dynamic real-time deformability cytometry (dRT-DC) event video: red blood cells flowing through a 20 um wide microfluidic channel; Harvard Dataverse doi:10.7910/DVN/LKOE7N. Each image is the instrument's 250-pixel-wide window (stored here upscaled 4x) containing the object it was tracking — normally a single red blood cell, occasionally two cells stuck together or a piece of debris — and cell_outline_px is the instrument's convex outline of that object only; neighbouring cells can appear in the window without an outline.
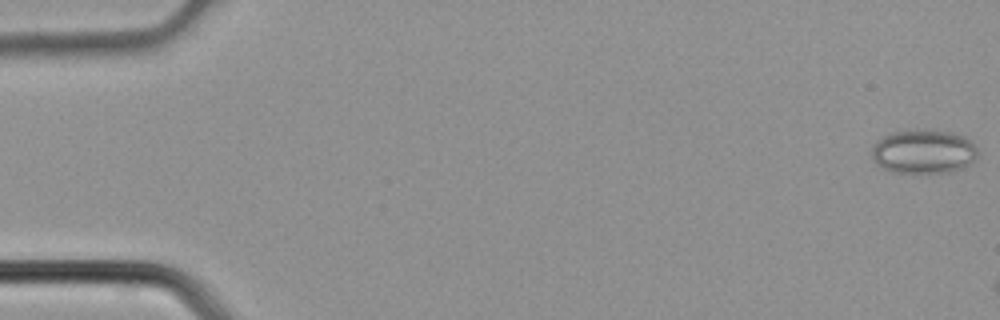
{"species": "common noctule bat (a hibernating species)", "species_latin": "Nyctalus noctula", "temperature_condition": "cold", "stored_images_in_passage": 3, "camera_frame_rate_fps": 3000, "um_per_image_px": 0.085, "animal": {"sex": "male", "body_mass_g": 21.5, "forearm_length_mm": 52.0}, "frame": {"image": 1, "passage_image": 1, "time_ms": 0.0, "image_size_px": [1000, 320], "cell_outline_px": [[976, 160], [972, 164], [964, 168], [948, 172], [888, 172], [876, 164], [872, 160], [872, 144], [876, 140], [892, 132], [916, 128], [932, 128], [952, 132], [964, 136], [976, 148]], "centroid_in_image_um": [78.47, 12.86], "position_along_channel_um": 6.5, "area_um2": 27.86}}